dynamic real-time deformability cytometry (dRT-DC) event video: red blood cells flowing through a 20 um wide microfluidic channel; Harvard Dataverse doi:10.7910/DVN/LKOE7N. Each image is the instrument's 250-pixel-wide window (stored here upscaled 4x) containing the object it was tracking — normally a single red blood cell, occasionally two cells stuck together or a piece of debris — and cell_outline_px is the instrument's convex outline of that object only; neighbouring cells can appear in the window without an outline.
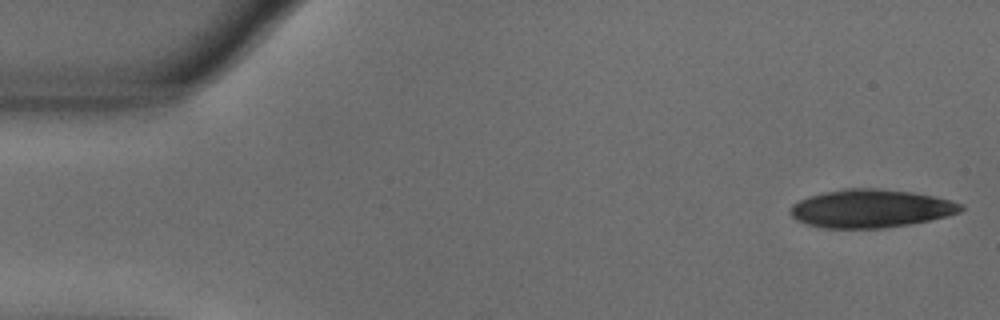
{"species": "common noctule bat (a hibernating species)", "species_latin": "Nyctalus noctula", "temperature_condition": "warm", "stored_images_in_passage": 18, "camera_frame_rate_fps": 3000, "um_per_image_px": 0.085, "animal": {"sex": "male", "body_mass_g": 18.8}, "frame": {"image": 1, "passage_image": 1, "time_ms": 0.0, "image_size_px": [1000, 320], "cell_outline_px": [[964, 208], [960, 212], [948, 216], [908, 224], [884, 228], [820, 228], [796, 220], [792, 216], [792, 204], [800, 200], [824, 192], [844, 188], [876, 188], [912, 192], [932, 196], [964, 204]], "centroid_in_image_um": [74.03, 17.72], "position_along_channel_um": 11.0, "area_um2": 37.69}}
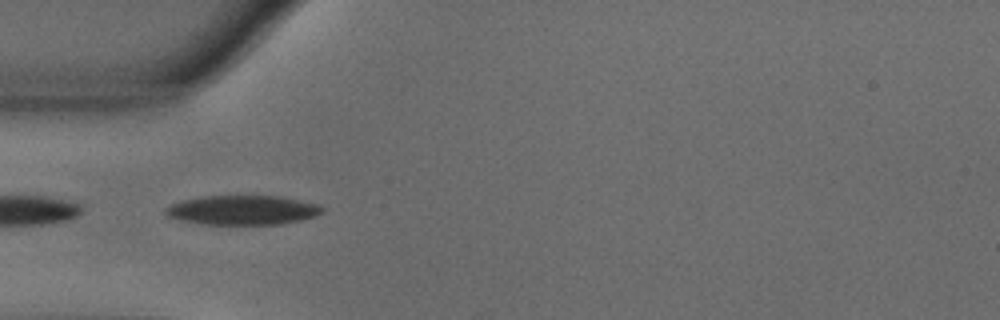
{"frame": {"image": 2, "passage_image": 16, "time_ms": 5.0, "image_size_px": [1000, 320], "cell_outline_px": [[324, 212], [316, 216], [300, 220], [280, 224], [204, 224], [180, 220], [168, 216], [164, 212], [164, 208], [180, 200], [204, 196], [280, 196], [320, 204], [324, 208]], "centroid_in_image_um": [20.64, 17.85], "position_along_channel_um": 64.4, "area_um2": 26.93}}